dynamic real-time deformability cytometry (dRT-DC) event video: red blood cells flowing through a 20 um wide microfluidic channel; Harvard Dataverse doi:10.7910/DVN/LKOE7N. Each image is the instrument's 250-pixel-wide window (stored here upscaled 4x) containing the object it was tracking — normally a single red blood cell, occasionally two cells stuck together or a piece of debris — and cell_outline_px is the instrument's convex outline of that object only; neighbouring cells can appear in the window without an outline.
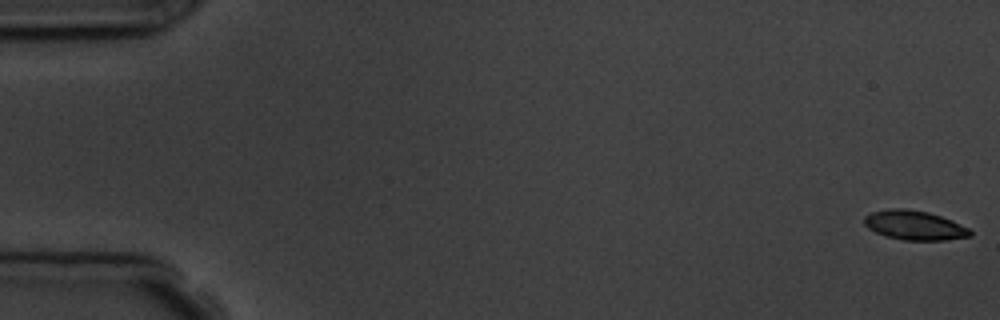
{"species": "common noctule bat (a hibernating species)", "species_latin": "Nyctalus noctula", "temperature_condition": "room temperature", "stored_images_in_passage": 10, "camera_frame_rate_fps": 3000, "um_per_image_px": 0.085, "animal": {"sex": "male", "body_mass_g": 19.5, "forearm_length_mm": 54.6}, "frame": {"image": 1, "passage_image": 1, "time_ms": 0.0, "image_size_px": [1000, 320], "cell_outline_px": [[972, 236], [944, 240], [904, 240], [884, 236], [868, 228], [864, 224], [864, 216], [872, 212], [888, 208], [904, 208], [928, 212], [952, 220], [968, 228], [972, 232]], "centroid_in_image_um": [77.71, 19.14], "position_along_channel_um": 7.3, "area_um2": 18.15}}
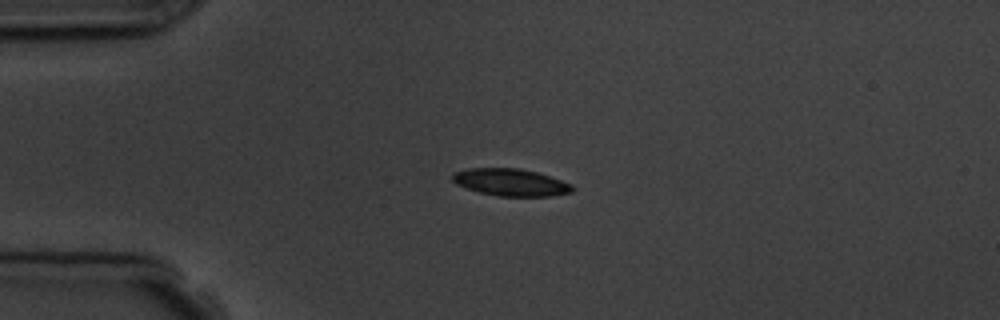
{"frame": {"image": 2, "passage_image": 5, "time_ms": 4.333, "image_size_px": [1000, 320], "cell_outline_px": [[576, 188], [572, 192], [552, 196], [500, 196], [480, 192], [456, 184], [452, 180], [452, 172], [468, 168], [520, 168], [536, 172], [572, 184]], "centroid_in_image_um": [43.41, 15.49], "position_along_channel_um": 41.6, "area_um2": 18.96}}
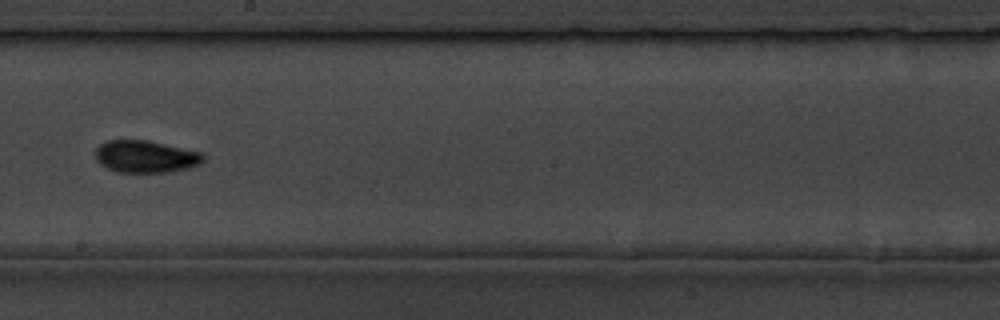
{"frame": {"image": 3, "passage_image": 10, "time_ms": 10.333, "image_size_px": [1000, 320], "cell_outline_px": [[204, 160], [200, 164], [188, 168], [168, 172], [116, 172], [100, 164], [96, 160], [96, 148], [100, 144], [108, 140], [148, 140], [200, 152], [204, 156]], "centroid_in_image_um": [12.36, 13.31], "position_along_channel_um": 235.8, "area_um2": 20.17}}